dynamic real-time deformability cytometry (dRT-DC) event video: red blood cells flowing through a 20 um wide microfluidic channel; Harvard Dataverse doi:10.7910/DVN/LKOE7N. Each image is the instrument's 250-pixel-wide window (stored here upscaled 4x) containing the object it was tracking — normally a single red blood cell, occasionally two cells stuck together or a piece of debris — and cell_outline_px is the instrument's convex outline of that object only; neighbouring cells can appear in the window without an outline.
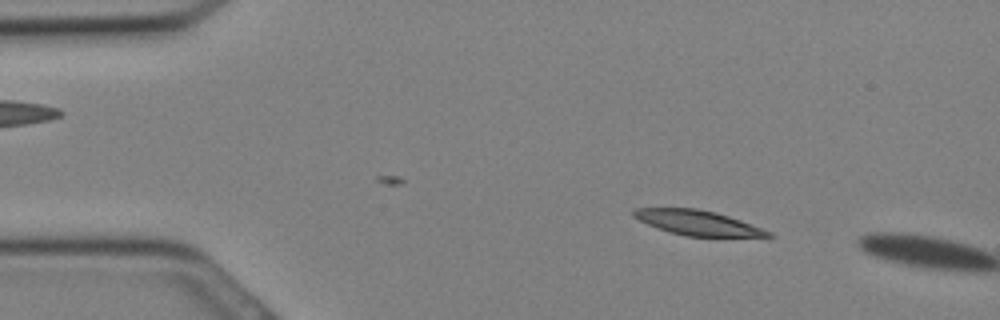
{"species": "Egyptian fruit bat (a non-hibernating species)", "species_latin": "Rousettus aegyptiacus", "temperature_condition": "cold", "stored_images_in_passage": 7, "camera_frame_rate_fps": 3000, "um_per_image_px": 0.085, "animal": {"sex": "female"}, "frame": {"image": 1, "passage_image": 3, "time_ms": 0.667, "image_size_px": [1000, 320], "cell_outline_px": [[776, 236], [688, 236], [668, 232], [648, 224], [632, 216], [632, 208], [696, 208], [716, 212], [740, 220], [772, 232]], "centroid_in_image_um": [59.26, 18.92], "position_along_channel_um": 25.7, "area_um2": 19.25}}